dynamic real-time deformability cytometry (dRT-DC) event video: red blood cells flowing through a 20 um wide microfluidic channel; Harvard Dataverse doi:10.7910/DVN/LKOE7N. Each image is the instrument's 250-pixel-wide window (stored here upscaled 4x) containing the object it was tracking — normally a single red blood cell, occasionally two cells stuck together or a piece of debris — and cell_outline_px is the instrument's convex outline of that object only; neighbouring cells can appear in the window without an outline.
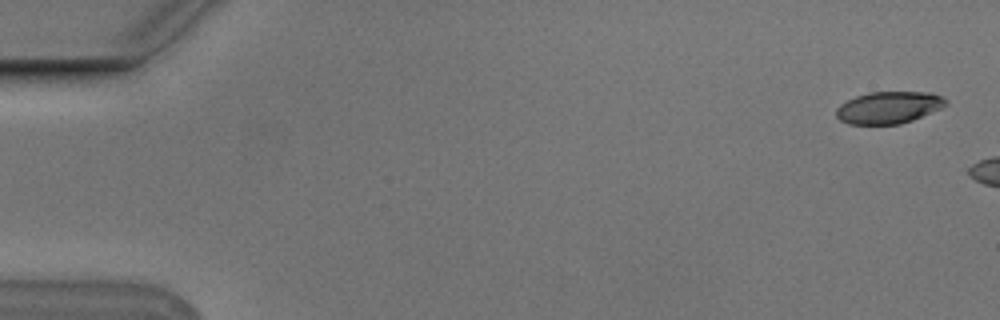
{"species": "Egyptian fruit bat (a non-hibernating species)", "species_latin": "Rousettus aegyptiacus", "temperature_condition": "cold", "stored_images_in_passage": 17, "camera_frame_rate_fps": 3000, "um_per_image_px": 0.085, "animal": {"sex": "male"}, "frame": {"image": 1, "passage_image": 1, "time_ms": 0.0, "image_size_px": [1000, 320], "cell_outline_px": [[948, 104], [940, 108], [912, 120], [900, 124], [848, 124], [840, 120], [836, 116], [836, 108], [840, 104], [856, 96], [868, 92], [932, 92], [944, 96], [948, 100]], "centroid_in_image_um": [75.55, 9.13], "position_along_channel_um": 9.4, "area_um2": 20.52}}
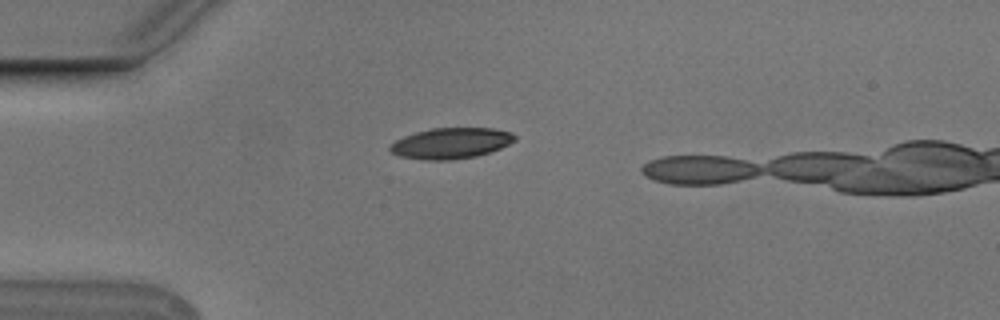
{"frame": {"image": 2, "passage_image": 14, "time_ms": 4.333, "image_size_px": [1000, 320], "cell_outline_px": [[516, 140], [500, 148], [476, 156], [452, 160], [424, 160], [400, 156], [392, 152], [388, 148], [388, 144], [404, 136], [416, 132], [432, 128], [492, 128], [512, 132], [516, 136]], "centroid_in_image_um": [38.31, 12.17], "position_along_channel_um": 46.7, "area_um2": 22.43}}